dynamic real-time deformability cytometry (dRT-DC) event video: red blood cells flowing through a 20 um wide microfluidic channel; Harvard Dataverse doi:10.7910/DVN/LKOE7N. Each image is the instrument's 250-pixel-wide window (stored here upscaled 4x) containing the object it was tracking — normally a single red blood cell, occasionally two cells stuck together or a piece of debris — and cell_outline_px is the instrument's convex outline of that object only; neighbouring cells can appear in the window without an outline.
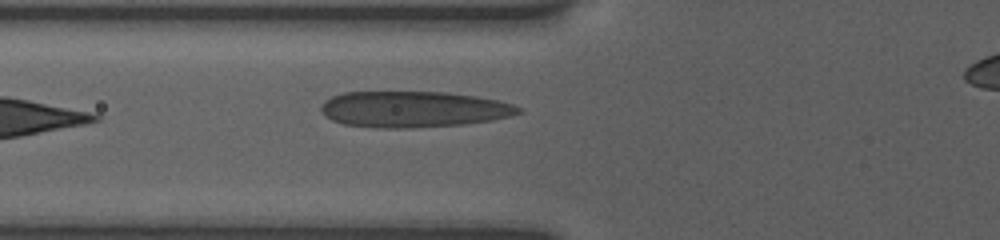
{"species": "human", "species_latin": "Homo sapiens", "temperature_condition": "room temperature", "stored_images_in_passage": 7, "camera_frame_rate_fps": 3000, "um_per_image_px": 0.085, "donor": {"sex": "female"}, "frame": {"image": 1, "passage_image": 4, "time_ms": 2.667, "image_size_px": [1000, 240], "cell_outline_px": [[520, 112], [508, 116], [492, 120], [460, 124], [400, 128], [384, 128], [344, 124], [332, 120], [324, 116], [320, 112], [320, 108], [324, 100], [332, 96], [344, 92], [448, 92], [476, 96], [500, 100], [512, 104], [520, 108]], "centroid_in_image_um": [35.09, 9.27], "position_along_channel_um": 90.7, "area_um2": 41.33}}
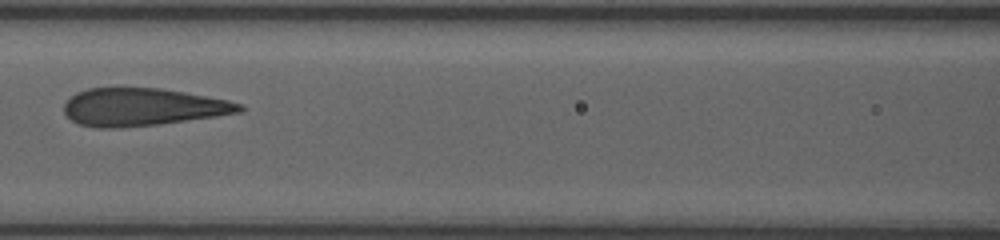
{"frame": {"image": 2, "passage_image": 6, "time_ms": 4.333, "image_size_px": [1000, 240], "cell_outline_px": [[244, 112], [160, 124], [116, 128], [96, 128], [80, 124], [72, 120], [64, 112], [64, 104], [76, 92], [88, 88], [160, 88], [184, 92], [228, 100], [244, 104]], "centroid_in_image_um": [12.14, 9.1], "position_along_channel_um": 154.5, "area_um2": 38.49}}